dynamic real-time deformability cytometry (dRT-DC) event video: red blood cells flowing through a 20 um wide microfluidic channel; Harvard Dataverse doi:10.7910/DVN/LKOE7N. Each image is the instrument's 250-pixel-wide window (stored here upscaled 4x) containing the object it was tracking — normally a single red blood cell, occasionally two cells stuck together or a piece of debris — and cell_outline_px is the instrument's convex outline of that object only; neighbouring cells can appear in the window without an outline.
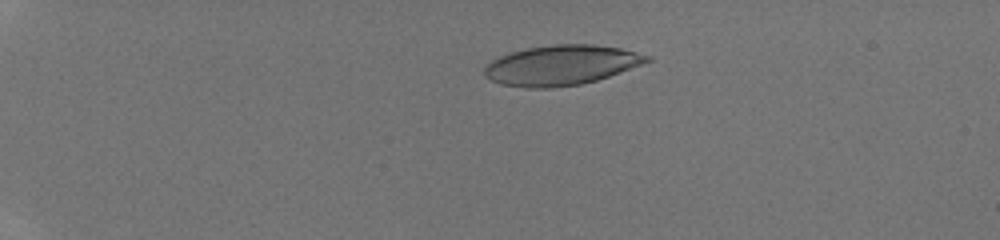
{"species": "human", "species_latin": "Homo sapiens", "temperature_condition": "room temperature", "stored_images_in_passage": 47, "camera_frame_rate_fps": 3000, "um_per_image_px": 0.085, "donor": {"sex": "male"}, "frame": {"image": 1, "passage_image": 13, "time_ms": 4.0, "image_size_px": [1000, 240], "cell_outline_px": [[652, 60], [620, 72], [596, 80], [580, 84], [552, 88], [528, 88], [500, 84], [484, 76], [484, 68], [492, 60], [500, 56], [512, 52], [528, 48], [552, 44], [592, 44], [620, 48], [652, 56]], "centroid_in_image_um": [47.7, 5.54], "position_along_channel_um": 37.3, "area_um2": 37.69}}
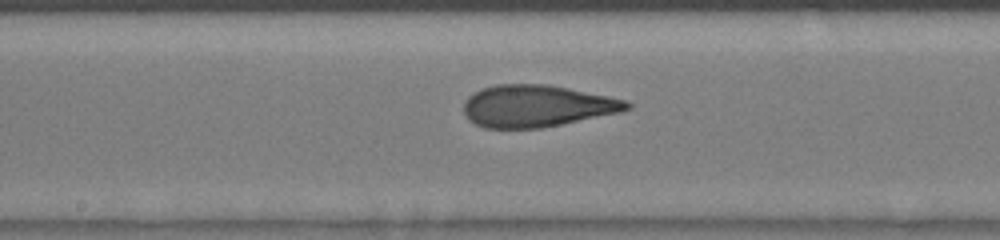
{"frame": {"image": 2, "passage_image": 29, "time_ms": 9.333, "image_size_px": [1000, 240], "cell_outline_px": [[632, 108], [620, 112], [540, 128], [484, 128], [468, 120], [464, 112], [464, 100], [472, 92], [496, 84], [548, 84], [608, 96], [624, 100], [632, 104]], "centroid_in_image_um": [45.59, 9.0], "position_along_channel_um": 202.6, "area_um2": 39.77}}
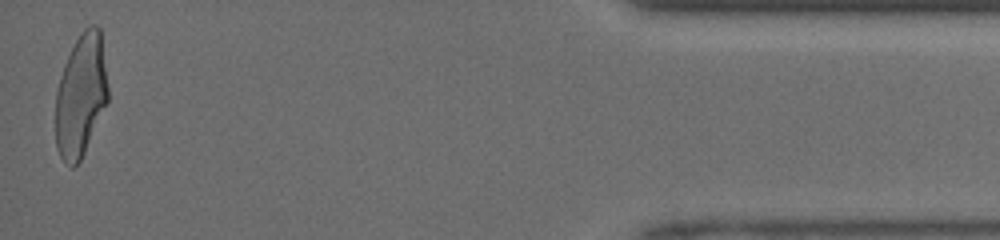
{"frame": {"image": 3, "passage_image": 47, "time_ms": 15.333, "image_size_px": [1000, 240], "cell_outline_px": [[108, 100], [84, 152], [80, 160], [72, 168], [60, 156], [56, 148], [56, 92], [60, 76], [64, 64], [76, 40], [84, 28], [92, 24], [96, 24], [100, 28], [108, 84]], "centroid_in_image_um": [6.88, 8.09], "position_along_channel_um": 428.3, "area_um2": 37.17}}